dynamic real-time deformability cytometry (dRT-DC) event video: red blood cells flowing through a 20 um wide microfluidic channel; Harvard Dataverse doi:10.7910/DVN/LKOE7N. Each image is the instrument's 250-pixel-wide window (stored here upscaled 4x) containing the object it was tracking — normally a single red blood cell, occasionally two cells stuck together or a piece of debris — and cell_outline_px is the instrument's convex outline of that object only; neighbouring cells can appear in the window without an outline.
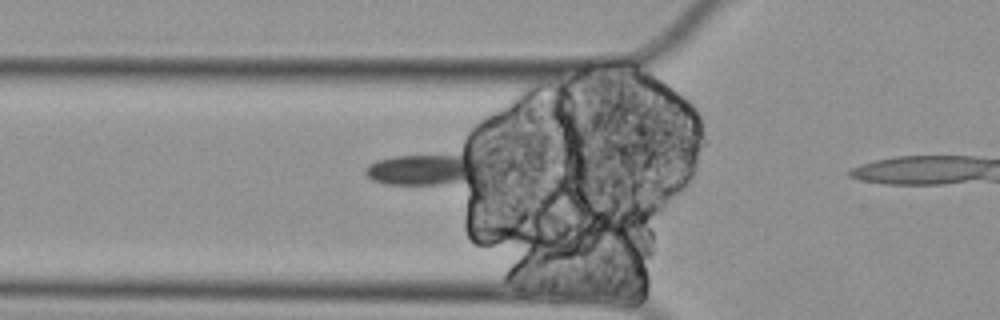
{"species": "Egyptian fruit bat (a non-hibernating species)", "species_latin": "Rousettus aegyptiacus", "temperature_condition": "cold", "stored_images_in_passage": 8, "segment_of_instrument_passage": [1, 2], "camera_frame_rate_fps": 3000, "um_per_image_px": 0.085, "animal": {"sex": "female"}, "frame": {"image": 1, "passage_image": 7, "time_ms": 2.0, "image_size_px": [1000, 320], "cell_outline_px": [[484, 168], [480, 172], [464, 180], [440, 184], [384, 184], [372, 180], [364, 172], [364, 168], [368, 164], [376, 160], [396, 156], [468, 148], [484, 164]], "centroid_in_image_um": [36.19, 14.27], "position_along_channel_um": 89.6, "area_um2": 23.12}}